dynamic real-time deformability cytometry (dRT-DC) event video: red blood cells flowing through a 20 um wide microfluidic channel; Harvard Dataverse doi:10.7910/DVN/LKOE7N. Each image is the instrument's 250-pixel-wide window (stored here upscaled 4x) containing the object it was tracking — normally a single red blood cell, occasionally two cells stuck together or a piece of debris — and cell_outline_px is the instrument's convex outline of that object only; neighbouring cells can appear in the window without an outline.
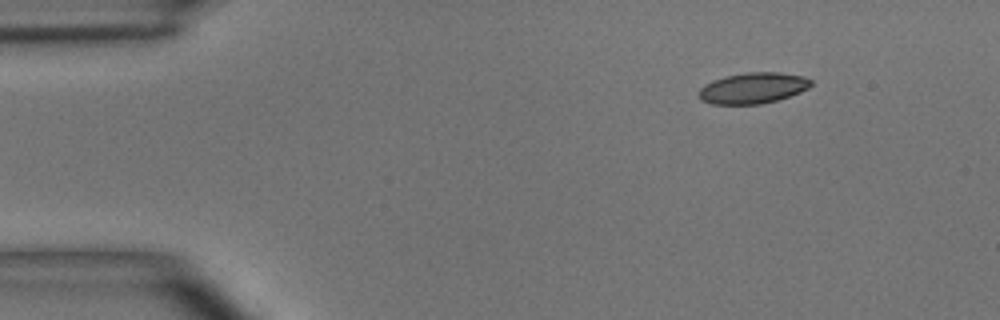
{"species": "common noctule bat (a hibernating species)", "species_latin": "Nyctalus noctula", "temperature_condition": "room temperature", "stored_images_in_passage": 4, "camera_frame_rate_fps": 3000, "um_per_image_px": 0.085, "animal": {"sex": "male", "body_mass_g": 15.6}, "frame": {"image": 1, "passage_image": 1, "time_ms": 0.0, "image_size_px": [1000, 320], "cell_outline_px": [[812, 84], [808, 88], [800, 92], [776, 100], [760, 104], [712, 104], [700, 100], [696, 92], [704, 84], [712, 80], [724, 76], [748, 72], [780, 72], [804, 76], [812, 80]], "centroid_in_image_um": [63.96, 7.48], "position_along_channel_um": 21.0, "area_um2": 20.4}}
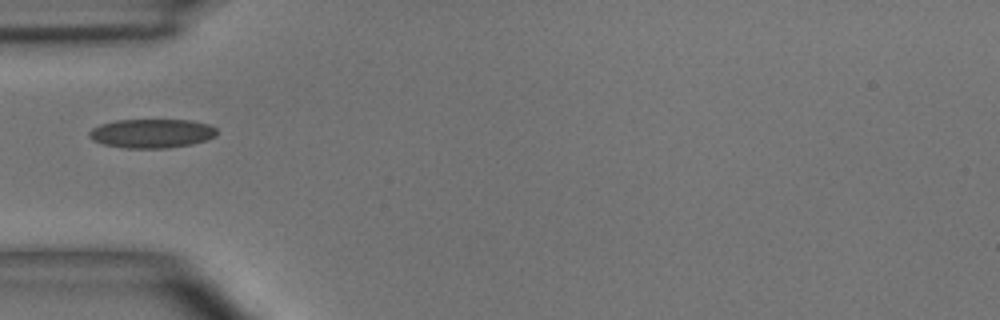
{"frame": {"image": 2, "passage_image": 4, "time_ms": 3.333, "image_size_px": [1000, 320], "cell_outline_px": [[216, 136], [192, 144], [168, 148], [124, 148], [104, 144], [92, 140], [88, 136], [88, 132], [92, 128], [100, 124], [116, 120], [192, 120], [208, 124], [216, 128]], "centroid_in_image_um": [12.87, 11.34], "position_along_channel_um": 72.1, "area_um2": 21.62}}